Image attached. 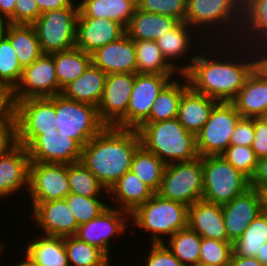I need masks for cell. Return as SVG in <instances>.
I'll return each instance as SVG.
<instances>
[{
  "instance_id": "50",
  "label": "cell",
  "mask_w": 267,
  "mask_h": 266,
  "mask_svg": "<svg viewBox=\"0 0 267 266\" xmlns=\"http://www.w3.org/2000/svg\"><path fill=\"white\" fill-rule=\"evenodd\" d=\"M255 137L251 148L257 159L267 157V126L259 118H254Z\"/></svg>"
},
{
  "instance_id": "47",
  "label": "cell",
  "mask_w": 267,
  "mask_h": 266,
  "mask_svg": "<svg viewBox=\"0 0 267 266\" xmlns=\"http://www.w3.org/2000/svg\"><path fill=\"white\" fill-rule=\"evenodd\" d=\"M146 266H184L163 243H151Z\"/></svg>"
},
{
  "instance_id": "51",
  "label": "cell",
  "mask_w": 267,
  "mask_h": 266,
  "mask_svg": "<svg viewBox=\"0 0 267 266\" xmlns=\"http://www.w3.org/2000/svg\"><path fill=\"white\" fill-rule=\"evenodd\" d=\"M16 143L15 124H0V156Z\"/></svg>"
},
{
  "instance_id": "2",
  "label": "cell",
  "mask_w": 267,
  "mask_h": 266,
  "mask_svg": "<svg viewBox=\"0 0 267 266\" xmlns=\"http://www.w3.org/2000/svg\"><path fill=\"white\" fill-rule=\"evenodd\" d=\"M235 42V44H232V41H228L224 44L227 46L229 43L230 45L228 44V47H230V49L228 50L230 51L232 49L231 52L228 51L226 57L218 54L216 56L219 57L215 55L210 56L208 52V57H206V52H203L201 49L200 53L191 57V64L188 62L186 65L178 66L179 75L184 74L186 76L189 87L193 91L215 99L218 102H231L237 96L239 90L244 86L247 77L255 68L253 49L238 41ZM231 46H233V48H231ZM238 46H240V48H238ZM234 47L235 50H239H233ZM238 51H240L241 54ZM229 53H232V58ZM220 56H223L222 59ZM239 58L240 61L238 60ZM232 59H236L237 61Z\"/></svg>"
},
{
  "instance_id": "52",
  "label": "cell",
  "mask_w": 267,
  "mask_h": 266,
  "mask_svg": "<svg viewBox=\"0 0 267 266\" xmlns=\"http://www.w3.org/2000/svg\"><path fill=\"white\" fill-rule=\"evenodd\" d=\"M264 186H267V157L258 160L256 171L250 179V187Z\"/></svg>"
},
{
  "instance_id": "41",
  "label": "cell",
  "mask_w": 267,
  "mask_h": 266,
  "mask_svg": "<svg viewBox=\"0 0 267 266\" xmlns=\"http://www.w3.org/2000/svg\"><path fill=\"white\" fill-rule=\"evenodd\" d=\"M65 199L79 226L91 221L108 207L100 198L69 193Z\"/></svg>"
},
{
  "instance_id": "33",
  "label": "cell",
  "mask_w": 267,
  "mask_h": 266,
  "mask_svg": "<svg viewBox=\"0 0 267 266\" xmlns=\"http://www.w3.org/2000/svg\"><path fill=\"white\" fill-rule=\"evenodd\" d=\"M6 38L15 50L22 68L30 66L43 54L33 25L11 24Z\"/></svg>"
},
{
  "instance_id": "62",
  "label": "cell",
  "mask_w": 267,
  "mask_h": 266,
  "mask_svg": "<svg viewBox=\"0 0 267 266\" xmlns=\"http://www.w3.org/2000/svg\"><path fill=\"white\" fill-rule=\"evenodd\" d=\"M260 120H262L266 126H267V112H265L264 114H262L260 117H259Z\"/></svg>"
},
{
  "instance_id": "1",
  "label": "cell",
  "mask_w": 267,
  "mask_h": 266,
  "mask_svg": "<svg viewBox=\"0 0 267 266\" xmlns=\"http://www.w3.org/2000/svg\"><path fill=\"white\" fill-rule=\"evenodd\" d=\"M16 143L28 150L30 161L70 164L80 161L82 147L64 133L55 96L16 102Z\"/></svg>"
},
{
  "instance_id": "20",
  "label": "cell",
  "mask_w": 267,
  "mask_h": 266,
  "mask_svg": "<svg viewBox=\"0 0 267 266\" xmlns=\"http://www.w3.org/2000/svg\"><path fill=\"white\" fill-rule=\"evenodd\" d=\"M92 64L106 74L137 73L134 40L126 33L91 54Z\"/></svg>"
},
{
  "instance_id": "43",
  "label": "cell",
  "mask_w": 267,
  "mask_h": 266,
  "mask_svg": "<svg viewBox=\"0 0 267 266\" xmlns=\"http://www.w3.org/2000/svg\"><path fill=\"white\" fill-rule=\"evenodd\" d=\"M233 254V243L212 238H201L200 260L216 266H228Z\"/></svg>"
},
{
  "instance_id": "31",
  "label": "cell",
  "mask_w": 267,
  "mask_h": 266,
  "mask_svg": "<svg viewBox=\"0 0 267 266\" xmlns=\"http://www.w3.org/2000/svg\"><path fill=\"white\" fill-rule=\"evenodd\" d=\"M55 73L59 84V95L62 90L78 78L91 64L90 54L74 48L53 53Z\"/></svg>"
},
{
  "instance_id": "22",
  "label": "cell",
  "mask_w": 267,
  "mask_h": 266,
  "mask_svg": "<svg viewBox=\"0 0 267 266\" xmlns=\"http://www.w3.org/2000/svg\"><path fill=\"white\" fill-rule=\"evenodd\" d=\"M188 227L204 238L231 242L226 232L222 205L204 199L188 208Z\"/></svg>"
},
{
  "instance_id": "49",
  "label": "cell",
  "mask_w": 267,
  "mask_h": 266,
  "mask_svg": "<svg viewBox=\"0 0 267 266\" xmlns=\"http://www.w3.org/2000/svg\"><path fill=\"white\" fill-rule=\"evenodd\" d=\"M14 24L32 25L41 15L35 0H16Z\"/></svg>"
},
{
  "instance_id": "29",
  "label": "cell",
  "mask_w": 267,
  "mask_h": 266,
  "mask_svg": "<svg viewBox=\"0 0 267 266\" xmlns=\"http://www.w3.org/2000/svg\"><path fill=\"white\" fill-rule=\"evenodd\" d=\"M178 22L175 18L136 8L125 30L132 40L155 41L171 30Z\"/></svg>"
},
{
  "instance_id": "32",
  "label": "cell",
  "mask_w": 267,
  "mask_h": 266,
  "mask_svg": "<svg viewBox=\"0 0 267 266\" xmlns=\"http://www.w3.org/2000/svg\"><path fill=\"white\" fill-rule=\"evenodd\" d=\"M180 76L184 81L172 79L162 89L154 100L149 117L144 123H156L177 117L182 94L189 88L186 76L184 74H180Z\"/></svg>"
},
{
  "instance_id": "12",
  "label": "cell",
  "mask_w": 267,
  "mask_h": 266,
  "mask_svg": "<svg viewBox=\"0 0 267 266\" xmlns=\"http://www.w3.org/2000/svg\"><path fill=\"white\" fill-rule=\"evenodd\" d=\"M134 82L135 73L107 74L97 105L100 120L106 126L127 129V107Z\"/></svg>"
},
{
  "instance_id": "9",
  "label": "cell",
  "mask_w": 267,
  "mask_h": 266,
  "mask_svg": "<svg viewBox=\"0 0 267 266\" xmlns=\"http://www.w3.org/2000/svg\"><path fill=\"white\" fill-rule=\"evenodd\" d=\"M156 193L163 198L183 203L188 207L202 199V157L198 156L189 162L167 164L161 185Z\"/></svg>"
},
{
  "instance_id": "19",
  "label": "cell",
  "mask_w": 267,
  "mask_h": 266,
  "mask_svg": "<svg viewBox=\"0 0 267 266\" xmlns=\"http://www.w3.org/2000/svg\"><path fill=\"white\" fill-rule=\"evenodd\" d=\"M30 162L27 148L18 143L0 156V199L28 189Z\"/></svg>"
},
{
  "instance_id": "59",
  "label": "cell",
  "mask_w": 267,
  "mask_h": 266,
  "mask_svg": "<svg viewBox=\"0 0 267 266\" xmlns=\"http://www.w3.org/2000/svg\"><path fill=\"white\" fill-rule=\"evenodd\" d=\"M255 258L264 266H267V242L261 249L260 253H257Z\"/></svg>"
},
{
  "instance_id": "24",
  "label": "cell",
  "mask_w": 267,
  "mask_h": 266,
  "mask_svg": "<svg viewBox=\"0 0 267 266\" xmlns=\"http://www.w3.org/2000/svg\"><path fill=\"white\" fill-rule=\"evenodd\" d=\"M231 103L242 117L259 118L267 112V78L254 68Z\"/></svg>"
},
{
  "instance_id": "28",
  "label": "cell",
  "mask_w": 267,
  "mask_h": 266,
  "mask_svg": "<svg viewBox=\"0 0 267 266\" xmlns=\"http://www.w3.org/2000/svg\"><path fill=\"white\" fill-rule=\"evenodd\" d=\"M78 8L77 18H106L126 28L137 5L130 0H78Z\"/></svg>"
},
{
  "instance_id": "25",
  "label": "cell",
  "mask_w": 267,
  "mask_h": 266,
  "mask_svg": "<svg viewBox=\"0 0 267 266\" xmlns=\"http://www.w3.org/2000/svg\"><path fill=\"white\" fill-rule=\"evenodd\" d=\"M217 100L193 91L190 87L182 94L178 106V121L196 135L209 119Z\"/></svg>"
},
{
  "instance_id": "35",
  "label": "cell",
  "mask_w": 267,
  "mask_h": 266,
  "mask_svg": "<svg viewBox=\"0 0 267 266\" xmlns=\"http://www.w3.org/2000/svg\"><path fill=\"white\" fill-rule=\"evenodd\" d=\"M136 50L137 73L142 74H175L179 72L164 58L156 41L134 40Z\"/></svg>"
},
{
  "instance_id": "3",
  "label": "cell",
  "mask_w": 267,
  "mask_h": 266,
  "mask_svg": "<svg viewBox=\"0 0 267 266\" xmlns=\"http://www.w3.org/2000/svg\"><path fill=\"white\" fill-rule=\"evenodd\" d=\"M140 146L136 129L106 126L82 148L80 161L108 191L131 170L133 155Z\"/></svg>"
},
{
  "instance_id": "5",
  "label": "cell",
  "mask_w": 267,
  "mask_h": 266,
  "mask_svg": "<svg viewBox=\"0 0 267 266\" xmlns=\"http://www.w3.org/2000/svg\"><path fill=\"white\" fill-rule=\"evenodd\" d=\"M185 22H187L193 29L195 28L196 32L197 29L200 30L197 33L201 32L202 34V31L206 32L208 30H212L210 31L211 33H209V31L206 32V34L214 33L212 36H207L206 34H202L201 36L210 38L214 36L212 39L214 41L210 44L213 45L216 41V45H213L210 48L212 49V47L215 46L214 48L221 49L222 46H220V43L217 42L219 39L224 40V43L225 41H237L242 22V3L240 0H187ZM216 30L217 32L215 33L214 31ZM222 33L224 34L222 35ZM216 34H218V36L221 35L219 39H217L218 36ZM223 36H226V38L230 40H226ZM217 43L219 44L218 47H216Z\"/></svg>"
},
{
  "instance_id": "42",
  "label": "cell",
  "mask_w": 267,
  "mask_h": 266,
  "mask_svg": "<svg viewBox=\"0 0 267 266\" xmlns=\"http://www.w3.org/2000/svg\"><path fill=\"white\" fill-rule=\"evenodd\" d=\"M15 53L7 38L0 41V82L13 89L19 83L23 70Z\"/></svg>"
},
{
  "instance_id": "38",
  "label": "cell",
  "mask_w": 267,
  "mask_h": 266,
  "mask_svg": "<svg viewBox=\"0 0 267 266\" xmlns=\"http://www.w3.org/2000/svg\"><path fill=\"white\" fill-rule=\"evenodd\" d=\"M201 236L189 227L179 230L163 244L184 265L194 264L200 260Z\"/></svg>"
},
{
  "instance_id": "57",
  "label": "cell",
  "mask_w": 267,
  "mask_h": 266,
  "mask_svg": "<svg viewBox=\"0 0 267 266\" xmlns=\"http://www.w3.org/2000/svg\"><path fill=\"white\" fill-rule=\"evenodd\" d=\"M251 188H254L258 194L261 212L267 214V186Z\"/></svg>"
},
{
  "instance_id": "30",
  "label": "cell",
  "mask_w": 267,
  "mask_h": 266,
  "mask_svg": "<svg viewBox=\"0 0 267 266\" xmlns=\"http://www.w3.org/2000/svg\"><path fill=\"white\" fill-rule=\"evenodd\" d=\"M28 243L25 255L37 266H69L63 237L36 236Z\"/></svg>"
},
{
  "instance_id": "13",
  "label": "cell",
  "mask_w": 267,
  "mask_h": 266,
  "mask_svg": "<svg viewBox=\"0 0 267 266\" xmlns=\"http://www.w3.org/2000/svg\"><path fill=\"white\" fill-rule=\"evenodd\" d=\"M27 191L32 203L66 198L70 193L67 164L31 161Z\"/></svg>"
},
{
  "instance_id": "34",
  "label": "cell",
  "mask_w": 267,
  "mask_h": 266,
  "mask_svg": "<svg viewBox=\"0 0 267 266\" xmlns=\"http://www.w3.org/2000/svg\"><path fill=\"white\" fill-rule=\"evenodd\" d=\"M187 22H178L171 30L163 34L156 41L166 61L178 71L174 60L181 59L192 48L191 32L196 31ZM190 46V47H189ZM174 59V60H173ZM173 61V62H172Z\"/></svg>"
},
{
  "instance_id": "27",
  "label": "cell",
  "mask_w": 267,
  "mask_h": 266,
  "mask_svg": "<svg viewBox=\"0 0 267 266\" xmlns=\"http://www.w3.org/2000/svg\"><path fill=\"white\" fill-rule=\"evenodd\" d=\"M106 76L105 72L91 64L78 78L68 84L61 94L69 100L97 107L103 94Z\"/></svg>"
},
{
  "instance_id": "48",
  "label": "cell",
  "mask_w": 267,
  "mask_h": 266,
  "mask_svg": "<svg viewBox=\"0 0 267 266\" xmlns=\"http://www.w3.org/2000/svg\"><path fill=\"white\" fill-rule=\"evenodd\" d=\"M254 137V118L241 117L231 135L230 145L251 147Z\"/></svg>"
},
{
  "instance_id": "4",
  "label": "cell",
  "mask_w": 267,
  "mask_h": 266,
  "mask_svg": "<svg viewBox=\"0 0 267 266\" xmlns=\"http://www.w3.org/2000/svg\"><path fill=\"white\" fill-rule=\"evenodd\" d=\"M137 131L141 145L166 165L189 162L198 157L195 135L177 117L156 123H143Z\"/></svg>"
},
{
  "instance_id": "18",
  "label": "cell",
  "mask_w": 267,
  "mask_h": 266,
  "mask_svg": "<svg viewBox=\"0 0 267 266\" xmlns=\"http://www.w3.org/2000/svg\"><path fill=\"white\" fill-rule=\"evenodd\" d=\"M125 33V27L117 21L106 18H77L75 46L91 55Z\"/></svg>"
},
{
  "instance_id": "45",
  "label": "cell",
  "mask_w": 267,
  "mask_h": 266,
  "mask_svg": "<svg viewBox=\"0 0 267 266\" xmlns=\"http://www.w3.org/2000/svg\"><path fill=\"white\" fill-rule=\"evenodd\" d=\"M137 8L177 19L185 22L187 0H141Z\"/></svg>"
},
{
  "instance_id": "61",
  "label": "cell",
  "mask_w": 267,
  "mask_h": 266,
  "mask_svg": "<svg viewBox=\"0 0 267 266\" xmlns=\"http://www.w3.org/2000/svg\"><path fill=\"white\" fill-rule=\"evenodd\" d=\"M186 266H216V265H212V264H208V263H203V262H196L194 264H189Z\"/></svg>"
},
{
  "instance_id": "14",
  "label": "cell",
  "mask_w": 267,
  "mask_h": 266,
  "mask_svg": "<svg viewBox=\"0 0 267 266\" xmlns=\"http://www.w3.org/2000/svg\"><path fill=\"white\" fill-rule=\"evenodd\" d=\"M59 95L53 53H43L30 66L23 68L19 83L14 88L15 101Z\"/></svg>"
},
{
  "instance_id": "40",
  "label": "cell",
  "mask_w": 267,
  "mask_h": 266,
  "mask_svg": "<svg viewBox=\"0 0 267 266\" xmlns=\"http://www.w3.org/2000/svg\"><path fill=\"white\" fill-rule=\"evenodd\" d=\"M67 173L70 193L92 198L102 197V192L108 194L104 186L81 161L67 164Z\"/></svg>"
},
{
  "instance_id": "36",
  "label": "cell",
  "mask_w": 267,
  "mask_h": 266,
  "mask_svg": "<svg viewBox=\"0 0 267 266\" xmlns=\"http://www.w3.org/2000/svg\"><path fill=\"white\" fill-rule=\"evenodd\" d=\"M166 164L142 145L133 155L131 172L155 193L159 190Z\"/></svg>"
},
{
  "instance_id": "44",
  "label": "cell",
  "mask_w": 267,
  "mask_h": 266,
  "mask_svg": "<svg viewBox=\"0 0 267 266\" xmlns=\"http://www.w3.org/2000/svg\"><path fill=\"white\" fill-rule=\"evenodd\" d=\"M223 158L249 180L253 177L258 159L249 146L230 145L222 154Z\"/></svg>"
},
{
  "instance_id": "17",
  "label": "cell",
  "mask_w": 267,
  "mask_h": 266,
  "mask_svg": "<svg viewBox=\"0 0 267 266\" xmlns=\"http://www.w3.org/2000/svg\"><path fill=\"white\" fill-rule=\"evenodd\" d=\"M33 220L43 231L42 235L67 237L74 236L78 224L68 206L66 199L32 203Z\"/></svg>"
},
{
  "instance_id": "6",
  "label": "cell",
  "mask_w": 267,
  "mask_h": 266,
  "mask_svg": "<svg viewBox=\"0 0 267 266\" xmlns=\"http://www.w3.org/2000/svg\"><path fill=\"white\" fill-rule=\"evenodd\" d=\"M188 208L183 203L155 193L131 214V224L148 231L151 243H164L163 236L168 238L188 227Z\"/></svg>"
},
{
  "instance_id": "37",
  "label": "cell",
  "mask_w": 267,
  "mask_h": 266,
  "mask_svg": "<svg viewBox=\"0 0 267 266\" xmlns=\"http://www.w3.org/2000/svg\"><path fill=\"white\" fill-rule=\"evenodd\" d=\"M267 242V214L260 213L233 242V253L243 257H255Z\"/></svg>"
},
{
  "instance_id": "53",
  "label": "cell",
  "mask_w": 267,
  "mask_h": 266,
  "mask_svg": "<svg viewBox=\"0 0 267 266\" xmlns=\"http://www.w3.org/2000/svg\"><path fill=\"white\" fill-rule=\"evenodd\" d=\"M42 13L69 7L75 0H35Z\"/></svg>"
},
{
  "instance_id": "15",
  "label": "cell",
  "mask_w": 267,
  "mask_h": 266,
  "mask_svg": "<svg viewBox=\"0 0 267 266\" xmlns=\"http://www.w3.org/2000/svg\"><path fill=\"white\" fill-rule=\"evenodd\" d=\"M131 220V214L108 206L101 214L91 221L78 226L74 236L87 242L88 244L100 249L110 260V241L112 237L124 234L126 232V223Z\"/></svg>"
},
{
  "instance_id": "39",
  "label": "cell",
  "mask_w": 267,
  "mask_h": 266,
  "mask_svg": "<svg viewBox=\"0 0 267 266\" xmlns=\"http://www.w3.org/2000/svg\"><path fill=\"white\" fill-rule=\"evenodd\" d=\"M69 266H111L110 259L97 247L76 236L64 237Z\"/></svg>"
},
{
  "instance_id": "55",
  "label": "cell",
  "mask_w": 267,
  "mask_h": 266,
  "mask_svg": "<svg viewBox=\"0 0 267 266\" xmlns=\"http://www.w3.org/2000/svg\"><path fill=\"white\" fill-rule=\"evenodd\" d=\"M228 266H264L255 257H243L236 254H232L231 260Z\"/></svg>"
},
{
  "instance_id": "58",
  "label": "cell",
  "mask_w": 267,
  "mask_h": 266,
  "mask_svg": "<svg viewBox=\"0 0 267 266\" xmlns=\"http://www.w3.org/2000/svg\"><path fill=\"white\" fill-rule=\"evenodd\" d=\"M10 25V20L5 16L0 15V41L6 38Z\"/></svg>"
},
{
  "instance_id": "54",
  "label": "cell",
  "mask_w": 267,
  "mask_h": 266,
  "mask_svg": "<svg viewBox=\"0 0 267 266\" xmlns=\"http://www.w3.org/2000/svg\"><path fill=\"white\" fill-rule=\"evenodd\" d=\"M253 52L255 56V68L267 78V45L259 46L258 49L254 48Z\"/></svg>"
},
{
  "instance_id": "63",
  "label": "cell",
  "mask_w": 267,
  "mask_h": 266,
  "mask_svg": "<svg viewBox=\"0 0 267 266\" xmlns=\"http://www.w3.org/2000/svg\"><path fill=\"white\" fill-rule=\"evenodd\" d=\"M130 1L133 2L135 5H138L141 0H130Z\"/></svg>"
},
{
  "instance_id": "16",
  "label": "cell",
  "mask_w": 267,
  "mask_h": 266,
  "mask_svg": "<svg viewBox=\"0 0 267 266\" xmlns=\"http://www.w3.org/2000/svg\"><path fill=\"white\" fill-rule=\"evenodd\" d=\"M174 74L135 73L127 107V129H138L149 117L154 100L173 79Z\"/></svg>"
},
{
  "instance_id": "23",
  "label": "cell",
  "mask_w": 267,
  "mask_h": 266,
  "mask_svg": "<svg viewBox=\"0 0 267 266\" xmlns=\"http://www.w3.org/2000/svg\"><path fill=\"white\" fill-rule=\"evenodd\" d=\"M237 41L251 49L267 45V0H245L242 3Z\"/></svg>"
},
{
  "instance_id": "21",
  "label": "cell",
  "mask_w": 267,
  "mask_h": 266,
  "mask_svg": "<svg viewBox=\"0 0 267 266\" xmlns=\"http://www.w3.org/2000/svg\"><path fill=\"white\" fill-rule=\"evenodd\" d=\"M222 212L228 239L233 243L261 213L256 190L250 187L229 203L222 205Z\"/></svg>"
},
{
  "instance_id": "56",
  "label": "cell",
  "mask_w": 267,
  "mask_h": 266,
  "mask_svg": "<svg viewBox=\"0 0 267 266\" xmlns=\"http://www.w3.org/2000/svg\"><path fill=\"white\" fill-rule=\"evenodd\" d=\"M16 0H0V15L7 17L14 24V10Z\"/></svg>"
},
{
  "instance_id": "7",
  "label": "cell",
  "mask_w": 267,
  "mask_h": 266,
  "mask_svg": "<svg viewBox=\"0 0 267 266\" xmlns=\"http://www.w3.org/2000/svg\"><path fill=\"white\" fill-rule=\"evenodd\" d=\"M202 199L224 205L250 188V180L222 155L202 157Z\"/></svg>"
},
{
  "instance_id": "26",
  "label": "cell",
  "mask_w": 267,
  "mask_h": 266,
  "mask_svg": "<svg viewBox=\"0 0 267 266\" xmlns=\"http://www.w3.org/2000/svg\"><path fill=\"white\" fill-rule=\"evenodd\" d=\"M154 194L155 192L130 170L108 190L107 196L117 201V208L132 214Z\"/></svg>"
},
{
  "instance_id": "10",
  "label": "cell",
  "mask_w": 267,
  "mask_h": 266,
  "mask_svg": "<svg viewBox=\"0 0 267 266\" xmlns=\"http://www.w3.org/2000/svg\"><path fill=\"white\" fill-rule=\"evenodd\" d=\"M241 117L231 102H218L208 121L195 135L198 156L222 155L230 146L231 135Z\"/></svg>"
},
{
  "instance_id": "8",
  "label": "cell",
  "mask_w": 267,
  "mask_h": 266,
  "mask_svg": "<svg viewBox=\"0 0 267 266\" xmlns=\"http://www.w3.org/2000/svg\"><path fill=\"white\" fill-rule=\"evenodd\" d=\"M75 2L69 7L42 13L32 24L43 53L51 54L75 47L79 14L78 3Z\"/></svg>"
},
{
  "instance_id": "60",
  "label": "cell",
  "mask_w": 267,
  "mask_h": 266,
  "mask_svg": "<svg viewBox=\"0 0 267 266\" xmlns=\"http://www.w3.org/2000/svg\"><path fill=\"white\" fill-rule=\"evenodd\" d=\"M25 258L22 259L20 263L16 266H37L27 255H23ZM15 266V265H14Z\"/></svg>"
},
{
  "instance_id": "46",
  "label": "cell",
  "mask_w": 267,
  "mask_h": 266,
  "mask_svg": "<svg viewBox=\"0 0 267 266\" xmlns=\"http://www.w3.org/2000/svg\"><path fill=\"white\" fill-rule=\"evenodd\" d=\"M0 124H16L14 89L0 82Z\"/></svg>"
},
{
  "instance_id": "64",
  "label": "cell",
  "mask_w": 267,
  "mask_h": 266,
  "mask_svg": "<svg viewBox=\"0 0 267 266\" xmlns=\"http://www.w3.org/2000/svg\"><path fill=\"white\" fill-rule=\"evenodd\" d=\"M4 245H3V243L2 242H0V252H2L1 250H3L4 248ZM0 258H1V255H0Z\"/></svg>"
},
{
  "instance_id": "11",
  "label": "cell",
  "mask_w": 267,
  "mask_h": 266,
  "mask_svg": "<svg viewBox=\"0 0 267 266\" xmlns=\"http://www.w3.org/2000/svg\"><path fill=\"white\" fill-rule=\"evenodd\" d=\"M55 108L64 133L82 148L106 127L97 107L91 104L69 100L60 94L55 96Z\"/></svg>"
}]
</instances>
